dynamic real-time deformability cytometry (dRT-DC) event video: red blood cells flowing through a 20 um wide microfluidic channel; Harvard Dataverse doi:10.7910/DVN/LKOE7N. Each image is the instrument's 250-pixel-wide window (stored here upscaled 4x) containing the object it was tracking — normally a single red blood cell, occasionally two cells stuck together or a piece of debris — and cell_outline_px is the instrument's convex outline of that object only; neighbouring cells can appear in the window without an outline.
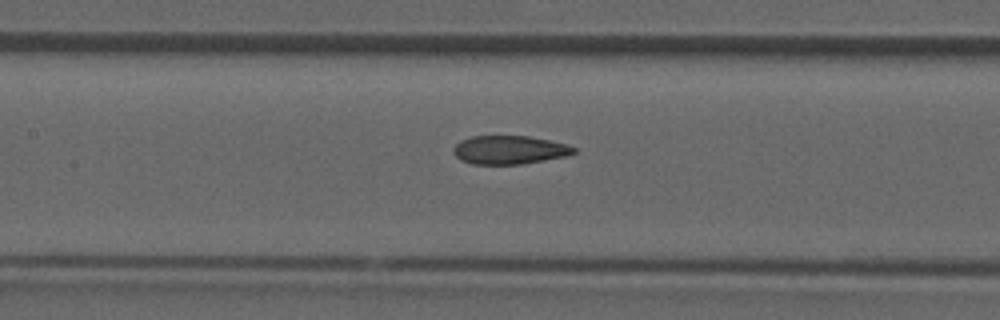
{"species": "common noctule bat (a hibernating species)", "species_latin": "Nyctalus noctula", "temperature_condition": "room temperature", "stored_images_in_passage": 40, "camera_frame_rate_fps": 3000, "um_per_image_px": 0.085, "animal": {"sex": "male", "forearm_length_mm": 52.5}, "frame": {"image": 1, "passage_image": 18, "time_ms": 5.667, "image_size_px": [1000, 320], "cell_outline_px": [[576, 152], [568, 156], [520, 164], [472, 164], [460, 160], [452, 152], [452, 148], [460, 140], [472, 136], [528, 136], [568, 144], [576, 148]], "centroid_in_image_um": [43.29, 12.74], "position_along_channel_um": 164.1, "area_um2": 20.11}}